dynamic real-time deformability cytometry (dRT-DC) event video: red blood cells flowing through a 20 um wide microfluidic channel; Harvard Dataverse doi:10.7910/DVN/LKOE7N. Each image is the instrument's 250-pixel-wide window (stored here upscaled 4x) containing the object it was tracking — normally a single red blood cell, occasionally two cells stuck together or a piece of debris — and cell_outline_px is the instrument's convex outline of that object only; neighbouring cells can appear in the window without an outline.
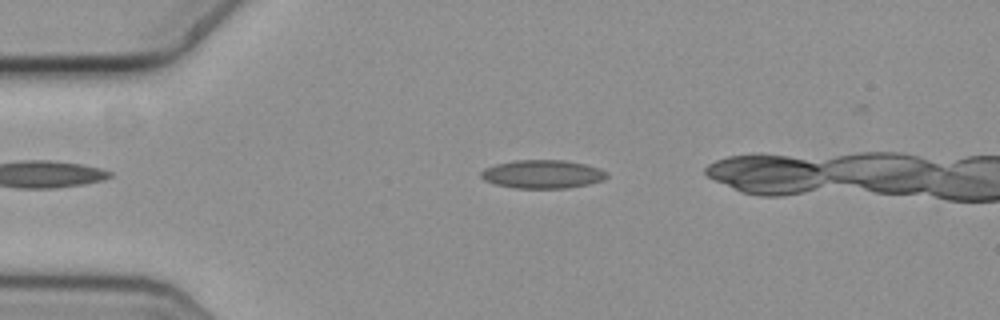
{"species": "common noctule bat (a hibernating species)", "species_latin": "Nyctalus noctula", "temperature_condition": "cold", "stored_images_in_passage": 45, "camera_frame_rate_fps": 3000, "um_per_image_px": 0.085, "animal": {"sex": "female", "body_mass_g": 19.3, "forearm_length_mm": 54.1}, "frame": {"image": 1, "passage_image": 9, "time_ms": 2.667, "image_size_px": [1000, 320], "cell_outline_px": [[608, 176], [604, 180], [588, 184], [568, 188], [516, 188], [496, 184], [484, 180], [480, 176], [480, 172], [484, 168], [496, 164], [512, 160], [564, 160], [584, 164], [600, 168], [608, 172]], "centroid_in_image_um": [46.12, 14.8], "position_along_channel_um": 38.9, "area_um2": 20.92}}
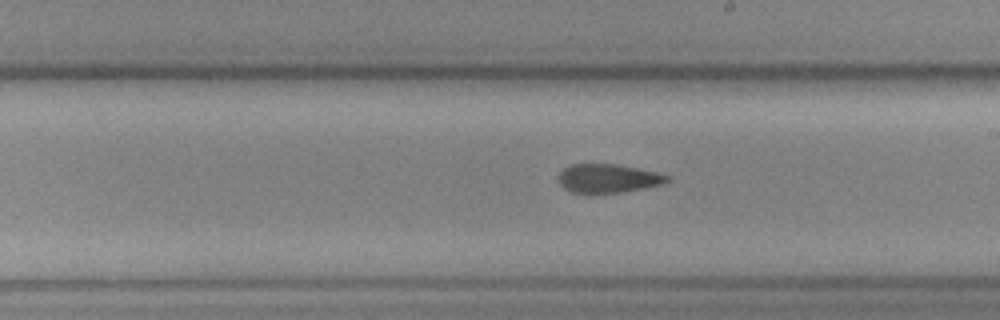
{"frame": {"image": 2, "passage_image": 28, "time_ms": 9.0, "image_size_px": [1000, 320], "cell_outline_px": [[672, 180], [668, 184], [620, 192], [572, 192], [564, 188], [560, 184], [556, 176], [568, 164], [616, 164], [656, 172], [668, 176]], "centroid_in_image_um": [51.7, 15.15], "position_along_channel_um": 237.3, "area_um2": 18.21}}
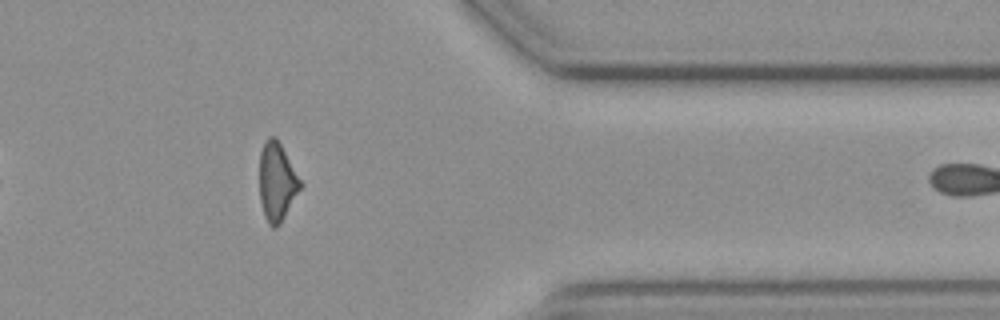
{"frame": {"image": 3, "passage_image": 42, "time_ms": 13.667, "image_size_px": [1000, 320], "cell_outline_px": [[304, 184], [280, 224], [276, 228], [272, 228], [268, 224], [264, 216], [260, 200], [260, 152], [264, 140], [268, 136], [276, 136]], "centroid_in_image_um": [23.55, 15.45], "position_along_channel_um": 387.9, "area_um2": 18.96}}